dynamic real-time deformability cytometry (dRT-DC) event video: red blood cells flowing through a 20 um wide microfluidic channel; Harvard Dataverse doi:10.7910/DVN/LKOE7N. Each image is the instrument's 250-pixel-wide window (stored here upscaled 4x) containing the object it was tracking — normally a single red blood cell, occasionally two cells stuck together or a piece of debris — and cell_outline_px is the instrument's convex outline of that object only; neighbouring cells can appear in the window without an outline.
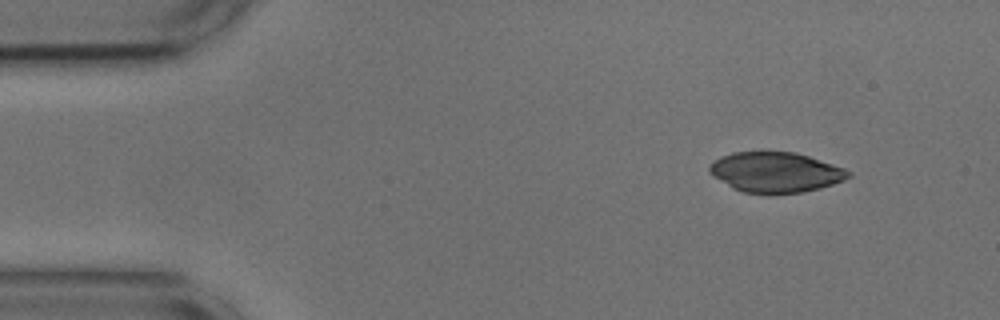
{"species": "common noctule bat (a hibernating species)", "species_latin": "Nyctalus noctula", "temperature_condition": "cold", "stored_images_in_passage": 50, "segment_of_instrument_passage": [1, 2], "camera_frame_rate_fps": 3000, "um_per_image_px": 0.085, "animal": {"sex": "male", "body_mass_g": 17.9, "forearm_length_mm": 54.2}, "frame": {"image": 1, "passage_image": 1, "time_ms": 0.0, "image_size_px": [1000, 320], "cell_outline_px": [[852, 176], [844, 180], [820, 188], [804, 192], [744, 192], [732, 188], [712, 176], [708, 172], [708, 164], [712, 160], [720, 156], [732, 152], [796, 152], [844, 168], [852, 172]], "centroid_in_image_um": [65.88, 14.62], "position_along_channel_um": 19.1, "area_um2": 32.43}}
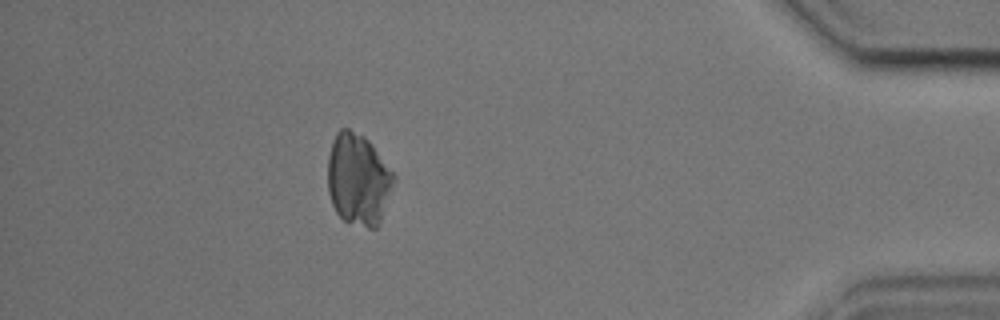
{"frame": {"image": 2, "passage_image": 43, "time_ms": 14.0, "image_size_px": [1000, 320], "cell_outline_px": [[396, 180], [380, 220], [376, 228], [368, 228], [344, 220], [336, 212], [332, 204], [328, 192], [328, 156], [332, 140], [336, 132], [340, 128], [348, 128], [364, 136], [372, 144], [396, 176]], "centroid_in_image_um": [30.45, 15.22], "position_along_channel_um": 404.8, "area_um2": 35.37}}